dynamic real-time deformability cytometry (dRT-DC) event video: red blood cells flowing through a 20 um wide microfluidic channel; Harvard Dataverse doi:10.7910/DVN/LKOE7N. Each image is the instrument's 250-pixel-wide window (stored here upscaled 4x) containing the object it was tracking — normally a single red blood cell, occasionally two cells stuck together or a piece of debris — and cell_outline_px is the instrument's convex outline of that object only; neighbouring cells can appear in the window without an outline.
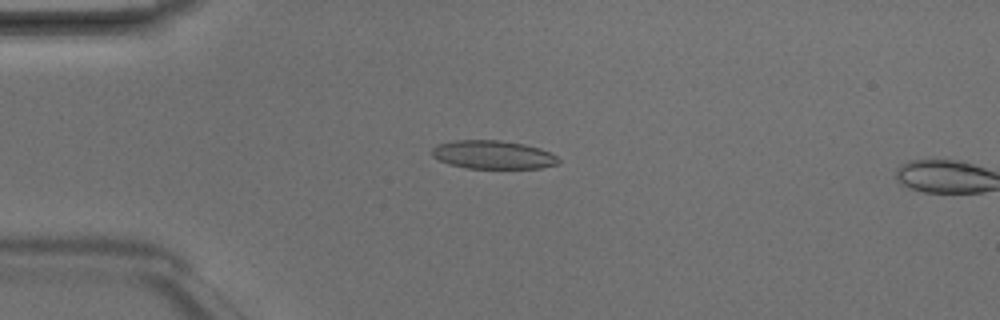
{"species": "Egyptian fruit bat (a non-hibernating species)", "species_latin": "Rousettus aegyptiacus", "temperature_condition": "room temperature", "stored_images_in_passage": 5, "camera_frame_rate_fps": 3000, "um_per_image_px": 0.085, "animal": {"sex": "male"}, "frame": {"image": 1, "passage_image": 4, "time_ms": 1.0, "image_size_px": [1000, 320], "cell_outline_px": [[560, 160], [556, 164], [540, 168], [468, 168], [448, 164], [432, 156], [432, 148], [436, 144], [456, 140], [500, 140], [524, 144], [540, 148], [556, 156]], "centroid_in_image_um": [41.87, 13.14], "position_along_channel_um": 43.1, "area_um2": 20.87}}